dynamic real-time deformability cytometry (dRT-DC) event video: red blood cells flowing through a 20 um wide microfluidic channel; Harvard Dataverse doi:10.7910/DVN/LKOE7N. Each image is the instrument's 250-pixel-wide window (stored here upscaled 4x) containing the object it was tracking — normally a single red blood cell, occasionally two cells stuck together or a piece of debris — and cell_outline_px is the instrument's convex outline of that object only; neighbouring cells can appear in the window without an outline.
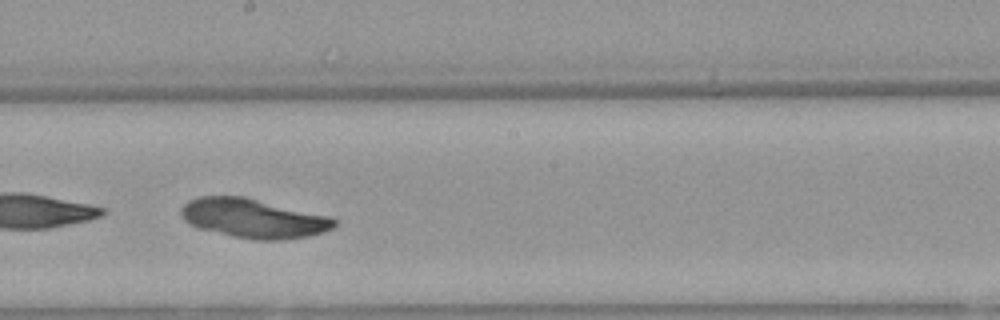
{"species": "Egyptian fruit bat (a non-hibernating species)", "species_latin": "Rousettus aegyptiacus", "temperature_condition": "warm", "stored_images_in_passage": 35, "camera_frame_rate_fps": 3000, "um_per_image_px": 0.085, "animal": {"sex": "female"}, "frame": {"image": 1, "passage_image": 25, "time_ms": 8.0, "image_size_px": [1000, 320], "cell_outline_px": [[336, 224], [332, 228], [324, 232], [308, 236], [284, 240], [252, 240], [232, 236], [196, 228], [188, 224], [184, 220], [180, 212], [180, 208], [188, 200], [200, 196], [244, 196], [332, 216], [336, 220]], "centroid_in_image_um": [21.53, 18.56], "position_along_channel_um": 226.7, "area_um2": 35.55}}